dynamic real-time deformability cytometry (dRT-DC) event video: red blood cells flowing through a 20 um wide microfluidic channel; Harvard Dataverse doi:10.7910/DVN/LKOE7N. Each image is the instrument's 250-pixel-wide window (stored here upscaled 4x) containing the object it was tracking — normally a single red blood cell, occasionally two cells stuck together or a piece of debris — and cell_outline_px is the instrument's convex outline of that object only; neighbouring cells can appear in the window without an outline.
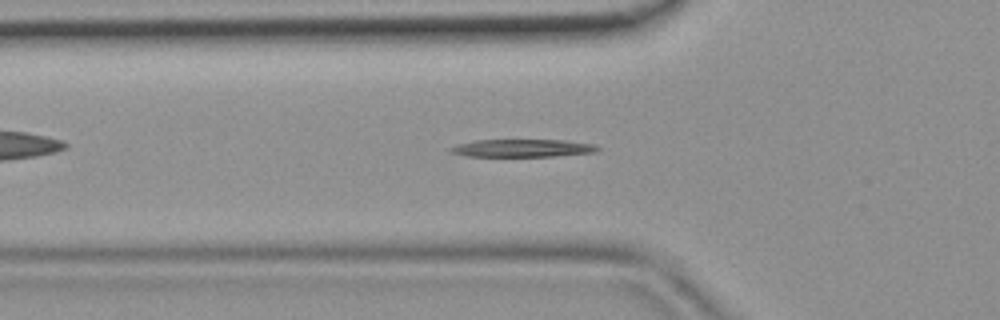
{"species": "common noctule bat (a hibernating species)", "species_latin": "Nyctalus noctula", "temperature_condition": "room temperature", "stored_images_in_passage": 44, "camera_frame_rate_fps": 3000, "um_per_image_px": 0.085, "animal": {"sex": "female", "body_mass_g": 19.9}, "frame": {"image": 1, "passage_image": 14, "time_ms": 4.333, "image_size_px": [1000, 320], "cell_outline_px": [[600, 148], [596, 152], [552, 156], [468, 156], [452, 152], [448, 148], [456, 144], [472, 140], [564, 140], [592, 144]], "centroid_in_image_um": [44.37, 12.58], "position_along_channel_um": 81.4, "area_um2": 15.03}}
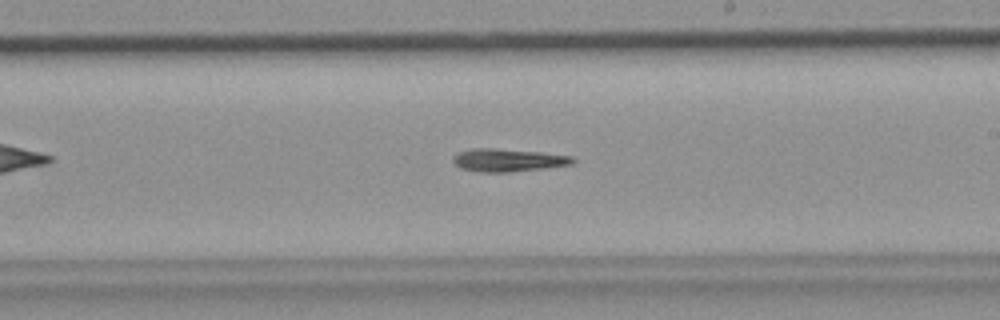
{"frame": {"image": 2, "passage_image": 25, "time_ms": 8.0, "image_size_px": [1000, 320], "cell_outline_px": [[576, 160], [572, 164], [544, 168], [508, 172], [480, 172], [460, 168], [452, 160], [452, 156], [456, 152], [472, 148], [496, 148], [544, 152], [576, 156]], "centroid_in_image_um": [43.19, 13.59], "position_along_channel_um": 245.8, "area_um2": 16.24}}
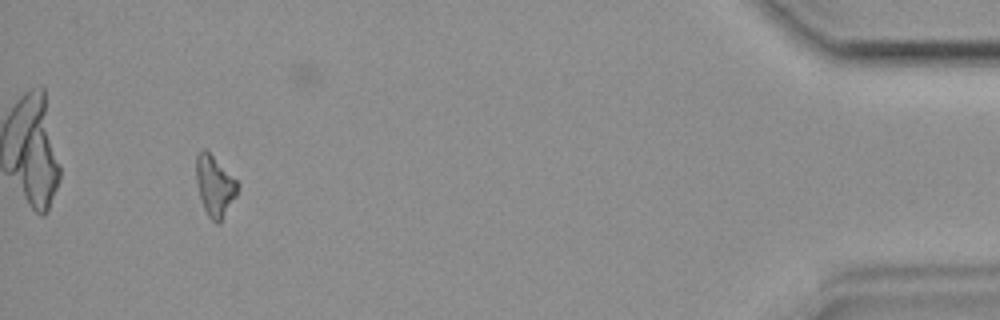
{"frame": {"image": 3, "passage_image": 41, "time_ms": 13.333, "image_size_px": [1000, 320], "cell_outline_px": [[240, 184], [236, 196], [220, 224], [216, 224], [208, 216], [204, 208], [196, 184], [196, 156], [204, 148], [208, 148]], "centroid_in_image_um": [18.26, 15.77], "position_along_channel_um": 416.9, "area_um2": 14.97}}